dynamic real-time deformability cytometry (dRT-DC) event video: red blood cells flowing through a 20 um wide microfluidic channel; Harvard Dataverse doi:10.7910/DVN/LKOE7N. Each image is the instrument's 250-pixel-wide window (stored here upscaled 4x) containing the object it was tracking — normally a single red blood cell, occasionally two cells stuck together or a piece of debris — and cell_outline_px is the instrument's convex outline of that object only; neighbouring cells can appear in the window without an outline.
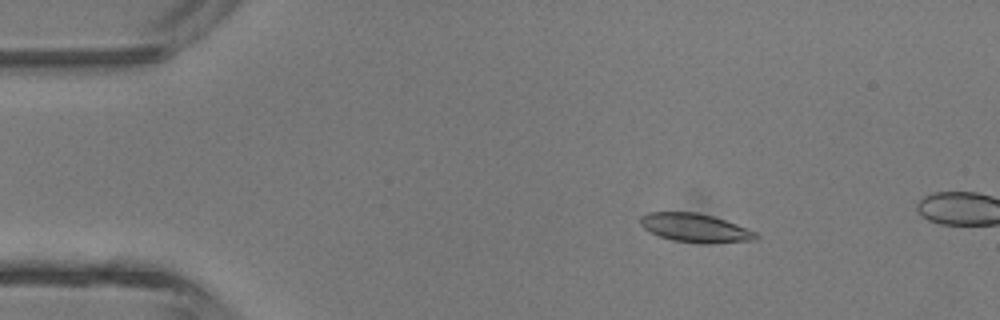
{"species": "common noctule bat (a hibernating species)", "species_latin": "Nyctalus noctula", "temperature_condition": "room temperature", "stored_images_in_passage": 3, "camera_frame_rate_fps": 3000, "um_per_image_px": 0.085, "animal": {"sex": "male", "body_mass_g": 13.3}, "frame": {"image": 1, "passage_image": 2, "time_ms": 1.333, "image_size_px": [1000, 320], "cell_outline_px": [[760, 236], [756, 240], [704, 244], [672, 240], [648, 232], [640, 224], [640, 216], [648, 212], [696, 212], [712, 216], [736, 224], [756, 232]], "centroid_in_image_um": [59.07, 19.38], "position_along_channel_um": 25.9, "area_um2": 19.36}}